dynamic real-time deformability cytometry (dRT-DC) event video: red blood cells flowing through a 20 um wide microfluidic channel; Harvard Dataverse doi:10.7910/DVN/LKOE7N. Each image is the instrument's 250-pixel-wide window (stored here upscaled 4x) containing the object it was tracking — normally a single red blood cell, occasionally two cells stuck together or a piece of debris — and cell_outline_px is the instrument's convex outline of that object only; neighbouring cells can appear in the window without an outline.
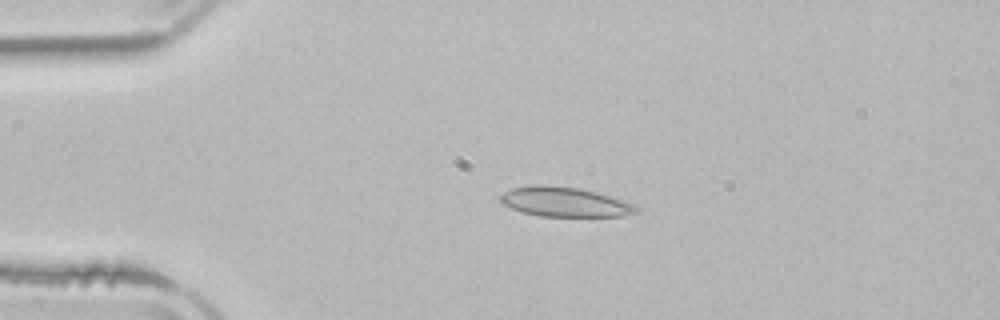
{"species": "common noctule bat (a hibernating species)", "species_latin": "Nyctalus noctula", "temperature_condition": "room temperature", "stored_images_in_passage": 2, "camera_frame_rate_fps": 3000, "um_per_image_px": 0.085, "animal": {"sex": "male", "body_mass_g": 21.5, "forearm_length_mm": 52.0}, "frame": {"image": 1, "passage_image": 1, "time_ms": 0.0, "image_size_px": [1000, 320], "cell_outline_px": [[640, 208], [636, 212], [620, 216], [540, 216], [520, 212], [504, 204], [500, 200], [500, 196], [504, 192], [512, 188], [532, 184], [544, 184], [580, 188], [596, 192], [632, 204]], "centroid_in_image_um": [47.94, 17.15], "position_along_channel_um": 37.1, "area_um2": 23.29}}